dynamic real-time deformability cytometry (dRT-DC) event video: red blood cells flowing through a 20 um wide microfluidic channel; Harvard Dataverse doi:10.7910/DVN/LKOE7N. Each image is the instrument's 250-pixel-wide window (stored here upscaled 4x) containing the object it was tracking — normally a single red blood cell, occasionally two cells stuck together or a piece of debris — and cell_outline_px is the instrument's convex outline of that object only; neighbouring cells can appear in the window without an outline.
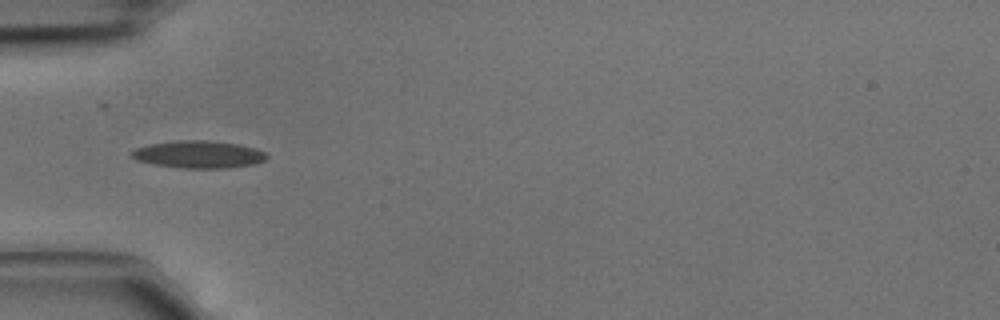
{"species": "common noctule bat (a hibernating species)", "species_latin": "Nyctalus noctula", "temperature_condition": "cold", "stored_images_in_passage": 10, "camera_frame_rate_fps": 3000, "um_per_image_px": 0.085, "animal": {"sex": "male", "body_mass_g": 15.6}, "frame": {"image": 1, "passage_image": 4, "time_ms": 1.0, "image_size_px": [1000, 320], "cell_outline_px": [[268, 156], [264, 160], [252, 164], [228, 168], [180, 168], [156, 164], [136, 160], [128, 152], [136, 148], [152, 144], [176, 140], [208, 140], [236, 144], [256, 148], [264, 152]], "centroid_in_image_um": [16.86, 13.12], "position_along_channel_um": 68.1, "area_um2": 21.39}}